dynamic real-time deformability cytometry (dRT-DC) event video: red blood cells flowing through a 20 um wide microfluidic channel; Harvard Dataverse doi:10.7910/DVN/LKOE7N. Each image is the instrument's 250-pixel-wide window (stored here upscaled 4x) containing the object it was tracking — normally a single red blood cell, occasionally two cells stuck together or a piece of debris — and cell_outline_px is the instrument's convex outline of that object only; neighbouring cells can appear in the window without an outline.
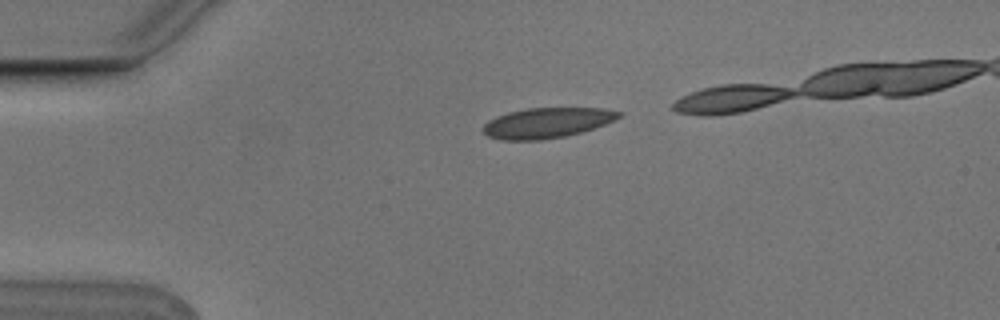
{"species": "Egyptian fruit bat (a non-hibernating species)", "species_latin": "Rousettus aegyptiacus", "temperature_condition": "cold", "stored_images_in_passage": 3, "camera_frame_rate_fps": 3000, "um_per_image_px": 0.085, "animal": {"sex": "male"}, "frame": {"image": 1, "passage_image": 1, "time_ms": 0.0, "image_size_px": [1000, 320], "cell_outline_px": [[624, 112], [620, 116], [604, 124], [580, 132], [564, 136], [540, 140], [500, 140], [488, 136], [484, 132], [484, 124], [488, 120], [496, 116], [508, 112], [528, 108], [604, 108]], "centroid_in_image_um": [46.46, 10.43], "position_along_channel_um": 38.5, "area_um2": 23.76}}